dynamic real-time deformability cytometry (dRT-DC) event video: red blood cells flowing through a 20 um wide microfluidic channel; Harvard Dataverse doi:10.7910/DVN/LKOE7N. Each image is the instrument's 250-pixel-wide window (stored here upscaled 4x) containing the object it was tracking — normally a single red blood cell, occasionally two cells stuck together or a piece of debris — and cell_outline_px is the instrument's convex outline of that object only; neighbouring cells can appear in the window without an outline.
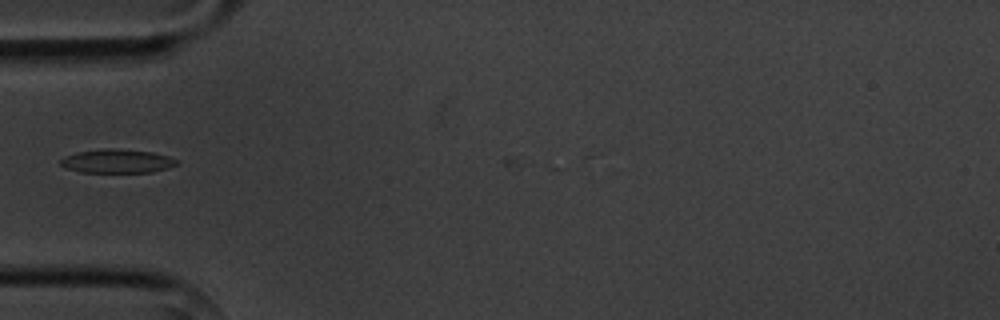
{"species": "common noctule bat (a hibernating species)", "species_latin": "Nyctalus noctula", "temperature_condition": "cold", "stored_images_in_passage": 4, "camera_frame_rate_fps": 3000, "um_per_image_px": 0.085, "animal": {"sex": "male", "body_mass_g": 20.1, "forearm_length_mm": 53.5}, "frame": {"image": 1, "passage_image": 3, "time_ms": 2.333, "image_size_px": [1000, 320], "cell_outline_px": [[176, 164], [168, 168], [152, 172], [80, 172], [68, 168], [60, 164], [60, 160], [64, 156], [76, 152], [104, 148], [116, 148], [152, 152], [168, 156], [176, 160]], "centroid_in_image_um": [9.92, 13.69], "position_along_channel_um": 75.1, "area_um2": 16.01}}